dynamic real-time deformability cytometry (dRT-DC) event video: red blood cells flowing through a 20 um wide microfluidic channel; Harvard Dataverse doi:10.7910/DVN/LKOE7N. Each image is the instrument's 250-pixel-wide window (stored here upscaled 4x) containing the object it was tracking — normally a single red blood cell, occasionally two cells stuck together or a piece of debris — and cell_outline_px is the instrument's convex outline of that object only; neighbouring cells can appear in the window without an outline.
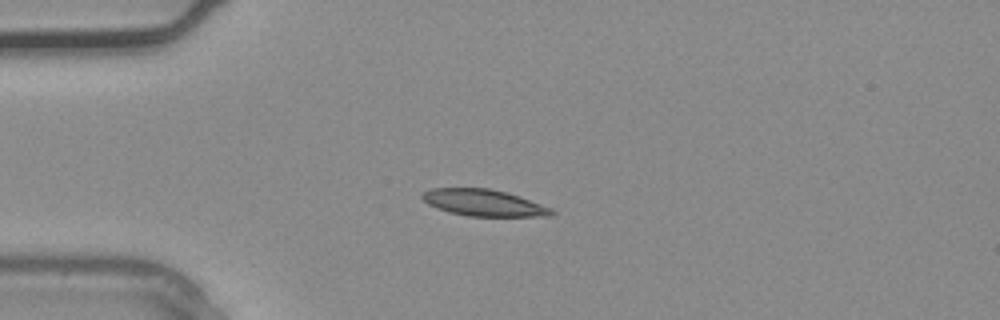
{"species": "common noctule bat (a hibernating species)", "species_latin": "Nyctalus noctula", "temperature_condition": "warm", "stored_images_in_passage": 1, "camera_frame_rate_fps": 3000, "um_per_image_px": 0.085, "animal": {"sex": "male", "body_mass_g": 20.4}, "frame": {"image": 1, "passage_image": 1, "time_ms": 0.0, "image_size_px": [1000, 320], "cell_outline_px": [[556, 212], [552, 216], [468, 216], [448, 212], [436, 208], [428, 204], [420, 196], [424, 192], [432, 188], [488, 188], [508, 192], [520, 196], [552, 208]], "centroid_in_image_um": [41.14, 17.23], "position_along_channel_um": 43.9, "area_um2": 20.17}}